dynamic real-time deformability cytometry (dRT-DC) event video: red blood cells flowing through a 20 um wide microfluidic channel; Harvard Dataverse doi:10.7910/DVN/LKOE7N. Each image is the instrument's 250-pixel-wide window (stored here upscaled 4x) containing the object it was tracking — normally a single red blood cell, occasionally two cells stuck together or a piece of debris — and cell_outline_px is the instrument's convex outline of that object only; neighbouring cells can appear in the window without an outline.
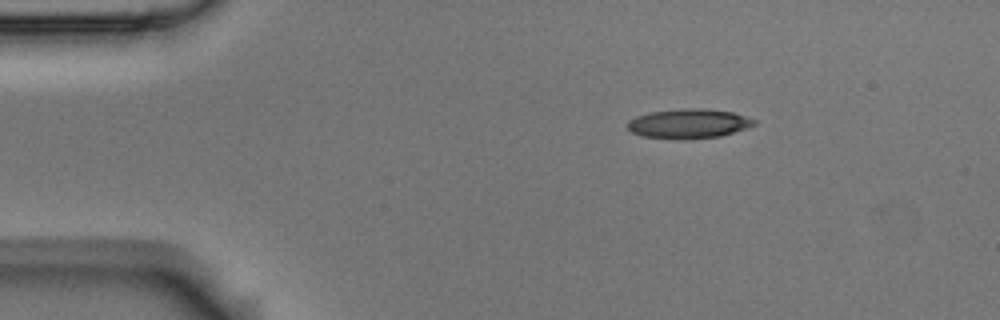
{"species": "Egyptian fruit bat (a non-hibernating species)", "species_latin": "Rousettus aegyptiacus", "temperature_condition": "room temperature", "stored_images_in_passage": 48, "camera_frame_rate_fps": 3000, "um_per_image_px": 0.085, "animal": {"sex": "male"}, "frame": {"image": 1, "passage_image": 1, "time_ms": 0.0, "image_size_px": [1000, 320], "cell_outline_px": [[756, 124], [720, 136], [688, 140], [684, 140], [640, 136], [632, 132], [628, 128], [628, 120], [636, 116], [652, 112], [684, 108], [704, 108], [732, 112], [756, 120]], "centroid_in_image_um": [58.5, 10.51], "position_along_channel_um": 26.5, "area_um2": 21.73}}
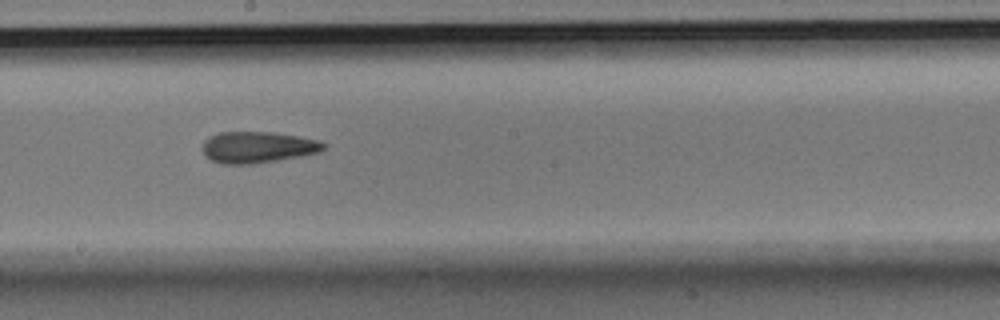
{"frame": {"image": 2, "passage_image": 23, "time_ms": 7.333, "image_size_px": [1000, 320], "cell_outline_px": [[328, 144], [320, 152], [304, 156], [252, 164], [220, 164], [204, 156], [200, 148], [204, 140], [208, 136], [220, 132], [272, 132], [320, 140]], "centroid_in_image_um": [21.88, 12.52], "position_along_channel_um": 226.3, "area_um2": 22.54}}
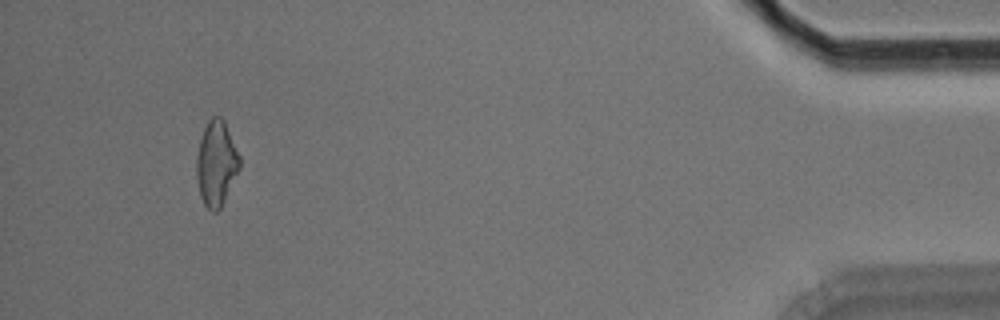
{"frame": {"image": 3, "passage_image": 45, "time_ms": 14.667, "image_size_px": [1000, 320], "cell_outline_px": [[240, 168], [220, 208], [216, 212], [212, 212], [204, 204], [200, 196], [196, 176], [196, 156], [200, 140], [204, 128], [208, 120], [212, 116], [220, 116], [224, 120], [240, 156]], "centroid_in_image_um": [18.38, 13.88], "position_along_channel_um": 416.8, "area_um2": 21.33}, "authors_computed_cell_mechanics": {"area_um2": 21.5883, "velocity_mm_per_s": 3.546, "shape_relaxation_time_tau1_ms": 10.6262, "shape_relaxation_time_tau2_ms": 4.6613, "deformation_change_tau1": 0.227, "deformation_change_tau2": 0.154}}